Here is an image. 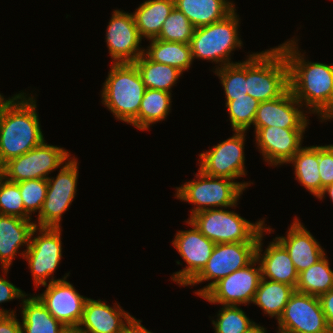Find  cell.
<instances>
[{
  "instance_id": "cell-44",
  "label": "cell",
  "mask_w": 333,
  "mask_h": 333,
  "mask_svg": "<svg viewBox=\"0 0 333 333\" xmlns=\"http://www.w3.org/2000/svg\"><path fill=\"white\" fill-rule=\"evenodd\" d=\"M245 333H266L263 326L256 324L255 322L246 330Z\"/></svg>"
},
{
  "instance_id": "cell-33",
  "label": "cell",
  "mask_w": 333,
  "mask_h": 333,
  "mask_svg": "<svg viewBox=\"0 0 333 333\" xmlns=\"http://www.w3.org/2000/svg\"><path fill=\"white\" fill-rule=\"evenodd\" d=\"M214 73L220 78L226 102L233 100V97L247 95V60L223 67L217 66Z\"/></svg>"
},
{
  "instance_id": "cell-48",
  "label": "cell",
  "mask_w": 333,
  "mask_h": 333,
  "mask_svg": "<svg viewBox=\"0 0 333 333\" xmlns=\"http://www.w3.org/2000/svg\"><path fill=\"white\" fill-rule=\"evenodd\" d=\"M2 171H3V164H2V162L0 160V176L2 175Z\"/></svg>"
},
{
  "instance_id": "cell-15",
  "label": "cell",
  "mask_w": 333,
  "mask_h": 333,
  "mask_svg": "<svg viewBox=\"0 0 333 333\" xmlns=\"http://www.w3.org/2000/svg\"><path fill=\"white\" fill-rule=\"evenodd\" d=\"M190 230L178 231L172 240L173 246L187 266L172 274V281L186 286L206 265L212 255L215 243L205 237L189 220Z\"/></svg>"
},
{
  "instance_id": "cell-28",
  "label": "cell",
  "mask_w": 333,
  "mask_h": 333,
  "mask_svg": "<svg viewBox=\"0 0 333 333\" xmlns=\"http://www.w3.org/2000/svg\"><path fill=\"white\" fill-rule=\"evenodd\" d=\"M294 291L290 285L262 278L252 303L278 321Z\"/></svg>"
},
{
  "instance_id": "cell-19",
  "label": "cell",
  "mask_w": 333,
  "mask_h": 333,
  "mask_svg": "<svg viewBox=\"0 0 333 333\" xmlns=\"http://www.w3.org/2000/svg\"><path fill=\"white\" fill-rule=\"evenodd\" d=\"M302 107L288 89L277 99L260 102L253 125L255 129L269 126L307 128L309 120Z\"/></svg>"
},
{
  "instance_id": "cell-46",
  "label": "cell",
  "mask_w": 333,
  "mask_h": 333,
  "mask_svg": "<svg viewBox=\"0 0 333 333\" xmlns=\"http://www.w3.org/2000/svg\"><path fill=\"white\" fill-rule=\"evenodd\" d=\"M61 333H80L76 327H66Z\"/></svg>"
},
{
  "instance_id": "cell-43",
  "label": "cell",
  "mask_w": 333,
  "mask_h": 333,
  "mask_svg": "<svg viewBox=\"0 0 333 333\" xmlns=\"http://www.w3.org/2000/svg\"><path fill=\"white\" fill-rule=\"evenodd\" d=\"M121 333H140V320L136 318L133 320L132 324H130L123 332Z\"/></svg>"
},
{
  "instance_id": "cell-22",
  "label": "cell",
  "mask_w": 333,
  "mask_h": 333,
  "mask_svg": "<svg viewBox=\"0 0 333 333\" xmlns=\"http://www.w3.org/2000/svg\"><path fill=\"white\" fill-rule=\"evenodd\" d=\"M286 235V237L279 236L276 239L288 251L298 273L308 269L326 254L318 241L307 228L305 229L297 217L293 219Z\"/></svg>"
},
{
  "instance_id": "cell-47",
  "label": "cell",
  "mask_w": 333,
  "mask_h": 333,
  "mask_svg": "<svg viewBox=\"0 0 333 333\" xmlns=\"http://www.w3.org/2000/svg\"><path fill=\"white\" fill-rule=\"evenodd\" d=\"M141 320H140V333H153L149 330H147L145 327H143V325L141 324Z\"/></svg>"
},
{
  "instance_id": "cell-23",
  "label": "cell",
  "mask_w": 333,
  "mask_h": 333,
  "mask_svg": "<svg viewBox=\"0 0 333 333\" xmlns=\"http://www.w3.org/2000/svg\"><path fill=\"white\" fill-rule=\"evenodd\" d=\"M35 224L36 222L21 217L0 214V262L5 275L19 248L26 245V249L20 254L23 258V253L30 245Z\"/></svg>"
},
{
  "instance_id": "cell-1",
  "label": "cell",
  "mask_w": 333,
  "mask_h": 333,
  "mask_svg": "<svg viewBox=\"0 0 333 333\" xmlns=\"http://www.w3.org/2000/svg\"><path fill=\"white\" fill-rule=\"evenodd\" d=\"M295 41L298 42L294 38L279 45L288 63L289 89L309 113L320 116L321 122L332 120L333 64L306 62Z\"/></svg>"
},
{
  "instance_id": "cell-26",
  "label": "cell",
  "mask_w": 333,
  "mask_h": 333,
  "mask_svg": "<svg viewBox=\"0 0 333 333\" xmlns=\"http://www.w3.org/2000/svg\"><path fill=\"white\" fill-rule=\"evenodd\" d=\"M21 301L22 333H61L66 328L37 296L25 297Z\"/></svg>"
},
{
  "instance_id": "cell-3",
  "label": "cell",
  "mask_w": 333,
  "mask_h": 333,
  "mask_svg": "<svg viewBox=\"0 0 333 333\" xmlns=\"http://www.w3.org/2000/svg\"><path fill=\"white\" fill-rule=\"evenodd\" d=\"M106 78L101 98L117 120L137 128V115L145 87L134 63H113Z\"/></svg>"
},
{
  "instance_id": "cell-9",
  "label": "cell",
  "mask_w": 333,
  "mask_h": 333,
  "mask_svg": "<svg viewBox=\"0 0 333 333\" xmlns=\"http://www.w3.org/2000/svg\"><path fill=\"white\" fill-rule=\"evenodd\" d=\"M258 242L218 243L204 268L186 285L213 280L195 294L202 297L221 278L250 264L256 258Z\"/></svg>"
},
{
  "instance_id": "cell-16",
  "label": "cell",
  "mask_w": 333,
  "mask_h": 333,
  "mask_svg": "<svg viewBox=\"0 0 333 333\" xmlns=\"http://www.w3.org/2000/svg\"><path fill=\"white\" fill-rule=\"evenodd\" d=\"M106 44L113 63H134L144 54L142 37L135 25L133 14L114 10L106 29Z\"/></svg>"
},
{
  "instance_id": "cell-25",
  "label": "cell",
  "mask_w": 333,
  "mask_h": 333,
  "mask_svg": "<svg viewBox=\"0 0 333 333\" xmlns=\"http://www.w3.org/2000/svg\"><path fill=\"white\" fill-rule=\"evenodd\" d=\"M174 7V0L144 1L133 13L140 36L148 40L156 38Z\"/></svg>"
},
{
  "instance_id": "cell-45",
  "label": "cell",
  "mask_w": 333,
  "mask_h": 333,
  "mask_svg": "<svg viewBox=\"0 0 333 333\" xmlns=\"http://www.w3.org/2000/svg\"><path fill=\"white\" fill-rule=\"evenodd\" d=\"M326 193L330 196V199L333 202V183L326 186L325 188H323L322 193L320 194V196L318 197V199L322 200L325 198Z\"/></svg>"
},
{
  "instance_id": "cell-34",
  "label": "cell",
  "mask_w": 333,
  "mask_h": 333,
  "mask_svg": "<svg viewBox=\"0 0 333 333\" xmlns=\"http://www.w3.org/2000/svg\"><path fill=\"white\" fill-rule=\"evenodd\" d=\"M259 104L258 100L248 94L245 97H233V100L225 103L233 131L247 132L253 125Z\"/></svg>"
},
{
  "instance_id": "cell-18",
  "label": "cell",
  "mask_w": 333,
  "mask_h": 333,
  "mask_svg": "<svg viewBox=\"0 0 333 333\" xmlns=\"http://www.w3.org/2000/svg\"><path fill=\"white\" fill-rule=\"evenodd\" d=\"M306 128H281L275 126L255 129L257 147L263 160L271 166L287 164L302 148Z\"/></svg>"
},
{
  "instance_id": "cell-5",
  "label": "cell",
  "mask_w": 333,
  "mask_h": 333,
  "mask_svg": "<svg viewBox=\"0 0 333 333\" xmlns=\"http://www.w3.org/2000/svg\"><path fill=\"white\" fill-rule=\"evenodd\" d=\"M196 179L185 182L176 187L175 197L194 204L190 217L203 210L236 207L237 202L250 183L235 182L225 177H212L204 174L200 169L195 174ZM213 207V208H212Z\"/></svg>"
},
{
  "instance_id": "cell-27",
  "label": "cell",
  "mask_w": 333,
  "mask_h": 333,
  "mask_svg": "<svg viewBox=\"0 0 333 333\" xmlns=\"http://www.w3.org/2000/svg\"><path fill=\"white\" fill-rule=\"evenodd\" d=\"M150 46L144 50V55L151 61L176 67L181 72L187 71L193 59L190 44L173 41L150 39Z\"/></svg>"
},
{
  "instance_id": "cell-32",
  "label": "cell",
  "mask_w": 333,
  "mask_h": 333,
  "mask_svg": "<svg viewBox=\"0 0 333 333\" xmlns=\"http://www.w3.org/2000/svg\"><path fill=\"white\" fill-rule=\"evenodd\" d=\"M333 288V271L326 254L308 269L298 274L295 290L309 295L320 296Z\"/></svg>"
},
{
  "instance_id": "cell-39",
  "label": "cell",
  "mask_w": 333,
  "mask_h": 333,
  "mask_svg": "<svg viewBox=\"0 0 333 333\" xmlns=\"http://www.w3.org/2000/svg\"><path fill=\"white\" fill-rule=\"evenodd\" d=\"M318 168L323 188L333 183V144L318 146Z\"/></svg>"
},
{
  "instance_id": "cell-40",
  "label": "cell",
  "mask_w": 333,
  "mask_h": 333,
  "mask_svg": "<svg viewBox=\"0 0 333 333\" xmlns=\"http://www.w3.org/2000/svg\"><path fill=\"white\" fill-rule=\"evenodd\" d=\"M28 296L25 292H22L20 288H17L10 281L6 280L0 275V303L8 302L13 299H23ZM0 309V314H15L16 311Z\"/></svg>"
},
{
  "instance_id": "cell-13",
  "label": "cell",
  "mask_w": 333,
  "mask_h": 333,
  "mask_svg": "<svg viewBox=\"0 0 333 333\" xmlns=\"http://www.w3.org/2000/svg\"><path fill=\"white\" fill-rule=\"evenodd\" d=\"M255 258L247 266L232 272L216 282L202 298L209 303L221 305H247L253 302L262 279L260 265Z\"/></svg>"
},
{
  "instance_id": "cell-24",
  "label": "cell",
  "mask_w": 333,
  "mask_h": 333,
  "mask_svg": "<svg viewBox=\"0 0 333 333\" xmlns=\"http://www.w3.org/2000/svg\"><path fill=\"white\" fill-rule=\"evenodd\" d=\"M175 7L181 11L195 28L206 26L226 18L235 10L228 0H174Z\"/></svg>"
},
{
  "instance_id": "cell-35",
  "label": "cell",
  "mask_w": 333,
  "mask_h": 333,
  "mask_svg": "<svg viewBox=\"0 0 333 333\" xmlns=\"http://www.w3.org/2000/svg\"><path fill=\"white\" fill-rule=\"evenodd\" d=\"M194 31V25L181 11L174 7L156 38L162 41L190 44Z\"/></svg>"
},
{
  "instance_id": "cell-8",
  "label": "cell",
  "mask_w": 333,
  "mask_h": 333,
  "mask_svg": "<svg viewBox=\"0 0 333 333\" xmlns=\"http://www.w3.org/2000/svg\"><path fill=\"white\" fill-rule=\"evenodd\" d=\"M69 157L70 153L66 149L47 144L44 140L25 154L5 162L1 176L15 183L30 179H48V174L65 164Z\"/></svg>"
},
{
  "instance_id": "cell-42",
  "label": "cell",
  "mask_w": 333,
  "mask_h": 333,
  "mask_svg": "<svg viewBox=\"0 0 333 333\" xmlns=\"http://www.w3.org/2000/svg\"><path fill=\"white\" fill-rule=\"evenodd\" d=\"M0 333H22L21 323L15 314H0Z\"/></svg>"
},
{
  "instance_id": "cell-38",
  "label": "cell",
  "mask_w": 333,
  "mask_h": 333,
  "mask_svg": "<svg viewBox=\"0 0 333 333\" xmlns=\"http://www.w3.org/2000/svg\"><path fill=\"white\" fill-rule=\"evenodd\" d=\"M25 211L31 215L42 210L47 194V179H30L18 182Z\"/></svg>"
},
{
  "instance_id": "cell-7",
  "label": "cell",
  "mask_w": 333,
  "mask_h": 333,
  "mask_svg": "<svg viewBox=\"0 0 333 333\" xmlns=\"http://www.w3.org/2000/svg\"><path fill=\"white\" fill-rule=\"evenodd\" d=\"M235 11L223 20L195 28L190 40L193 61L210 60L220 67L234 64L230 61L231 52L242 47L238 34L240 18Z\"/></svg>"
},
{
  "instance_id": "cell-4",
  "label": "cell",
  "mask_w": 333,
  "mask_h": 333,
  "mask_svg": "<svg viewBox=\"0 0 333 333\" xmlns=\"http://www.w3.org/2000/svg\"><path fill=\"white\" fill-rule=\"evenodd\" d=\"M247 94L259 102L282 96L289 89V68L278 46L247 56Z\"/></svg>"
},
{
  "instance_id": "cell-2",
  "label": "cell",
  "mask_w": 333,
  "mask_h": 333,
  "mask_svg": "<svg viewBox=\"0 0 333 333\" xmlns=\"http://www.w3.org/2000/svg\"><path fill=\"white\" fill-rule=\"evenodd\" d=\"M26 93L0 98V160L21 156L44 141L36 100ZM25 95V96H24Z\"/></svg>"
},
{
  "instance_id": "cell-12",
  "label": "cell",
  "mask_w": 333,
  "mask_h": 333,
  "mask_svg": "<svg viewBox=\"0 0 333 333\" xmlns=\"http://www.w3.org/2000/svg\"><path fill=\"white\" fill-rule=\"evenodd\" d=\"M277 323L283 333H331L319 297L296 290Z\"/></svg>"
},
{
  "instance_id": "cell-14",
  "label": "cell",
  "mask_w": 333,
  "mask_h": 333,
  "mask_svg": "<svg viewBox=\"0 0 333 333\" xmlns=\"http://www.w3.org/2000/svg\"><path fill=\"white\" fill-rule=\"evenodd\" d=\"M245 131H234L232 137L200 153V170L212 177H225L235 181L245 176Z\"/></svg>"
},
{
  "instance_id": "cell-36",
  "label": "cell",
  "mask_w": 333,
  "mask_h": 333,
  "mask_svg": "<svg viewBox=\"0 0 333 333\" xmlns=\"http://www.w3.org/2000/svg\"><path fill=\"white\" fill-rule=\"evenodd\" d=\"M216 321L212 320L215 333H245L254 323L238 306L222 305Z\"/></svg>"
},
{
  "instance_id": "cell-20",
  "label": "cell",
  "mask_w": 333,
  "mask_h": 333,
  "mask_svg": "<svg viewBox=\"0 0 333 333\" xmlns=\"http://www.w3.org/2000/svg\"><path fill=\"white\" fill-rule=\"evenodd\" d=\"M113 307L100 299L88 298L82 320L77 327L80 333H121L135 317L124 311L119 304ZM115 307V308H114Z\"/></svg>"
},
{
  "instance_id": "cell-17",
  "label": "cell",
  "mask_w": 333,
  "mask_h": 333,
  "mask_svg": "<svg viewBox=\"0 0 333 333\" xmlns=\"http://www.w3.org/2000/svg\"><path fill=\"white\" fill-rule=\"evenodd\" d=\"M44 292L36 295L49 313L65 327H78L88 297L80 295L67 279L42 285Z\"/></svg>"
},
{
  "instance_id": "cell-11",
  "label": "cell",
  "mask_w": 333,
  "mask_h": 333,
  "mask_svg": "<svg viewBox=\"0 0 333 333\" xmlns=\"http://www.w3.org/2000/svg\"><path fill=\"white\" fill-rule=\"evenodd\" d=\"M78 160L75 157L60 167L56 178L48 177V189L42 210L38 215L37 227L60 228L62 215L72 204L76 195Z\"/></svg>"
},
{
  "instance_id": "cell-37",
  "label": "cell",
  "mask_w": 333,
  "mask_h": 333,
  "mask_svg": "<svg viewBox=\"0 0 333 333\" xmlns=\"http://www.w3.org/2000/svg\"><path fill=\"white\" fill-rule=\"evenodd\" d=\"M0 214L31 220L25 211L18 183L0 176Z\"/></svg>"
},
{
  "instance_id": "cell-41",
  "label": "cell",
  "mask_w": 333,
  "mask_h": 333,
  "mask_svg": "<svg viewBox=\"0 0 333 333\" xmlns=\"http://www.w3.org/2000/svg\"><path fill=\"white\" fill-rule=\"evenodd\" d=\"M319 300L329 330L333 333V288L328 292L321 294Z\"/></svg>"
},
{
  "instance_id": "cell-29",
  "label": "cell",
  "mask_w": 333,
  "mask_h": 333,
  "mask_svg": "<svg viewBox=\"0 0 333 333\" xmlns=\"http://www.w3.org/2000/svg\"><path fill=\"white\" fill-rule=\"evenodd\" d=\"M146 89H157L171 93L183 72L176 67L149 60L144 54L134 62Z\"/></svg>"
},
{
  "instance_id": "cell-21",
  "label": "cell",
  "mask_w": 333,
  "mask_h": 333,
  "mask_svg": "<svg viewBox=\"0 0 333 333\" xmlns=\"http://www.w3.org/2000/svg\"><path fill=\"white\" fill-rule=\"evenodd\" d=\"M263 232L265 231L259 235L256 249L257 264L260 265L262 278L284 283L295 289L299 273L285 247L275 238L261 254Z\"/></svg>"
},
{
  "instance_id": "cell-30",
  "label": "cell",
  "mask_w": 333,
  "mask_h": 333,
  "mask_svg": "<svg viewBox=\"0 0 333 333\" xmlns=\"http://www.w3.org/2000/svg\"><path fill=\"white\" fill-rule=\"evenodd\" d=\"M294 166L296 180L317 198L321 194L318 146L302 147L287 163Z\"/></svg>"
},
{
  "instance_id": "cell-10",
  "label": "cell",
  "mask_w": 333,
  "mask_h": 333,
  "mask_svg": "<svg viewBox=\"0 0 333 333\" xmlns=\"http://www.w3.org/2000/svg\"><path fill=\"white\" fill-rule=\"evenodd\" d=\"M61 228L36 226L33 229L30 245L23 253V258H26V261H28V267L32 273L36 288L47 284V280L51 275L49 283L66 279L69 275L67 273L61 279H54L53 277V273L62 259ZM37 230L39 234L33 238Z\"/></svg>"
},
{
  "instance_id": "cell-31",
  "label": "cell",
  "mask_w": 333,
  "mask_h": 333,
  "mask_svg": "<svg viewBox=\"0 0 333 333\" xmlns=\"http://www.w3.org/2000/svg\"><path fill=\"white\" fill-rule=\"evenodd\" d=\"M171 93L145 89L137 115V129L149 130L150 125L166 119L171 110Z\"/></svg>"
},
{
  "instance_id": "cell-6",
  "label": "cell",
  "mask_w": 333,
  "mask_h": 333,
  "mask_svg": "<svg viewBox=\"0 0 333 333\" xmlns=\"http://www.w3.org/2000/svg\"><path fill=\"white\" fill-rule=\"evenodd\" d=\"M188 220L215 244L258 242L262 231H272L270 227L265 226L264 220L251 223L234 211L223 208L200 211Z\"/></svg>"
}]
</instances>
